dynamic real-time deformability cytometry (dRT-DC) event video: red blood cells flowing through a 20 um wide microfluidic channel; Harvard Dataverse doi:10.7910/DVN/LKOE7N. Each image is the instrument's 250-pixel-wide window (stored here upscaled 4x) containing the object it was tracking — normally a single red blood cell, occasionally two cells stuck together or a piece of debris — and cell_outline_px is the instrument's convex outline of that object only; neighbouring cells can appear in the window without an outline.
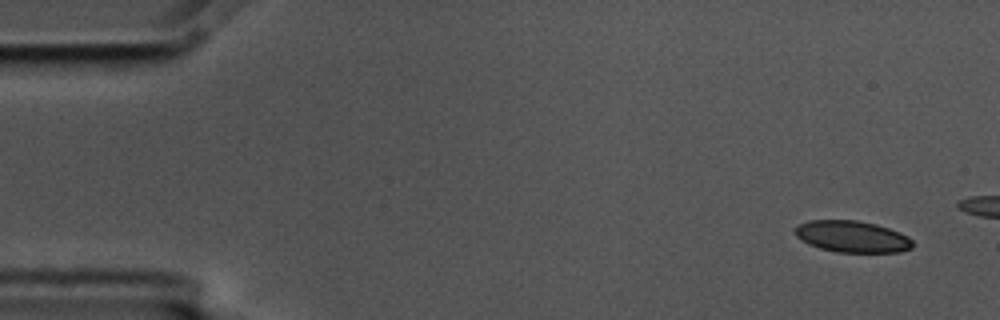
{"species": "common noctule bat (a hibernating species)", "species_latin": "Nyctalus noctula", "temperature_condition": "cold", "stored_images_in_passage": 4, "camera_frame_rate_fps": 3000, "um_per_image_px": 0.085, "animal": {"sex": "male", "body_mass_g": 17.5, "forearm_length_mm": 52.3}, "frame": {"image": 1, "passage_image": 1, "time_ms": 0.0, "image_size_px": [1000, 320], "cell_outline_px": [[912, 248], [900, 252], [836, 252], [820, 248], [808, 244], [796, 236], [796, 228], [800, 224], [808, 220], [856, 220], [876, 224], [900, 232], [908, 236], [912, 240]], "centroid_in_image_um": [72.45, 20.11], "position_along_channel_um": 12.5, "area_um2": 21.56}}